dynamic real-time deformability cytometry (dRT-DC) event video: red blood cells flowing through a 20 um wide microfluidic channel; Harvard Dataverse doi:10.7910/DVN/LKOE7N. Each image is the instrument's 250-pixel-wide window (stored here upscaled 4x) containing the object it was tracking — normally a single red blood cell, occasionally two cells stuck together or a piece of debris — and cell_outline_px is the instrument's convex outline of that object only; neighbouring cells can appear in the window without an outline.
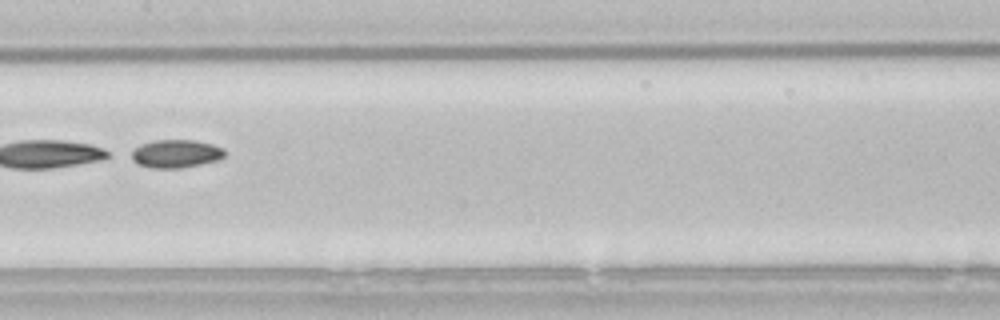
{"species": "common noctule bat (a hibernating species)", "species_latin": "Nyctalus noctula", "temperature_condition": "room temperature", "stored_images_in_passage": 53, "segment_of_instrument_passage": [2, 2], "camera_frame_rate_fps": 3000, "um_per_image_px": 0.085, "animal": {"sex": "male", "body_mass_g": 21.5, "forearm_length_mm": 52.0}, "frame": {"image": 1, "passage_image": 27, "time_ms": 8.667, "image_size_px": [1000, 320], "cell_outline_px": [[224, 156], [216, 160], [200, 164], [180, 168], [152, 168], [140, 164], [132, 160], [132, 148], [140, 144], [156, 140], [196, 140], [212, 144], [224, 148]], "centroid_in_image_um": [14.93, 13.05], "position_along_channel_um": 192.5, "area_um2": 15.2}}